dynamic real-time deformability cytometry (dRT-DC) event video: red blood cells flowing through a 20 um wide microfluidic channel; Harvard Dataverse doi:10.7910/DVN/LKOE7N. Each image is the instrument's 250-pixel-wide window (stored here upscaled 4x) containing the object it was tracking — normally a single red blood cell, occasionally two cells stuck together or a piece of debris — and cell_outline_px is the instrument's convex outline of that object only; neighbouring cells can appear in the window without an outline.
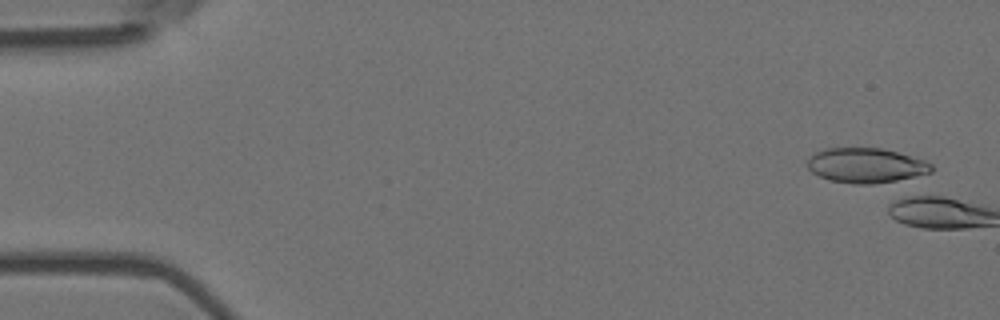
{"species": "Egyptian fruit bat (a non-hibernating species)", "species_latin": "Rousettus aegyptiacus", "temperature_condition": "room temperature", "stored_images_in_passage": 5, "camera_frame_rate_fps": 3000, "um_per_image_px": 0.085, "animal": {"sex": "female"}, "frame": {"image": 1, "passage_image": 3, "time_ms": 0.667, "image_size_px": [1000, 320], "cell_outline_px": [[932, 172], [896, 180], [872, 184], [856, 184], [828, 180], [812, 172], [808, 168], [808, 160], [816, 152], [824, 148], [880, 148], [896, 152], [924, 160], [932, 164]], "centroid_in_image_um": [73.59, 14.06], "position_along_channel_um": 11.4, "area_um2": 24.85}}